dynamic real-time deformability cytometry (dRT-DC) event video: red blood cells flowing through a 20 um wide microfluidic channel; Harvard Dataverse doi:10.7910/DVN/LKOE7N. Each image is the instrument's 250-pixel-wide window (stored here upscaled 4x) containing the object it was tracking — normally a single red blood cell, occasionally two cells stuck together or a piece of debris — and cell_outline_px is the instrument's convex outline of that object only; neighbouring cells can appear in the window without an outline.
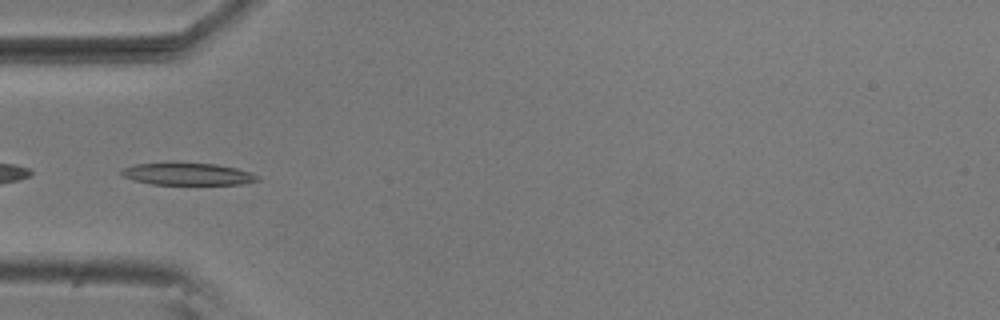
{"species": "common noctule bat (a hibernating species)", "species_latin": "Nyctalus noctula", "temperature_condition": "room temperature", "stored_images_in_passage": 33, "camera_frame_rate_fps": 3000, "um_per_image_px": 0.085, "animal": {"sex": "male", "body_mass_g": 20.5, "forearm_length_mm": 52.5}, "frame": {"image": 1, "passage_image": 1, "time_ms": 0.0, "image_size_px": [1000, 320], "cell_outline_px": [[260, 180], [240, 184], [152, 184], [136, 180], [124, 176], [120, 172], [124, 168], [136, 164], [172, 160], [216, 164], [236, 168], [260, 176]], "centroid_in_image_um": [15.94, 14.74], "position_along_channel_um": 69.1, "area_um2": 18.03}}
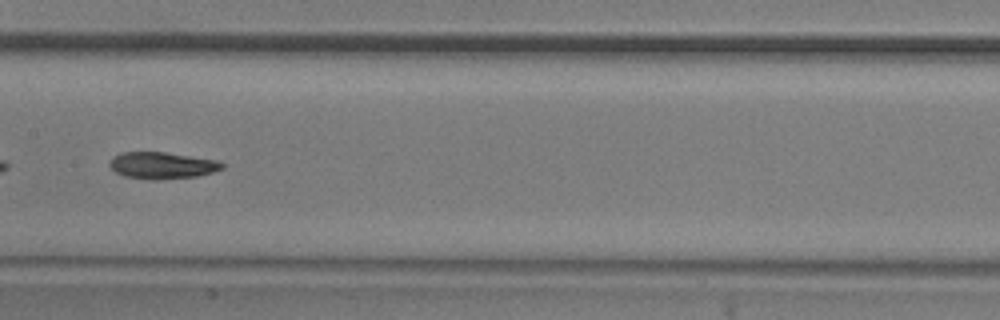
{"frame": {"image": 2, "passage_image": 11, "time_ms": 3.333, "image_size_px": [1000, 320], "cell_outline_px": [[224, 168], [212, 172], [196, 176], [152, 180], [124, 176], [116, 172], [108, 164], [112, 156], [120, 152], [164, 152], [216, 160], [224, 164]], "centroid_in_image_um": [13.74, 14.05], "position_along_channel_um": 193.7, "area_um2": 17.4}}
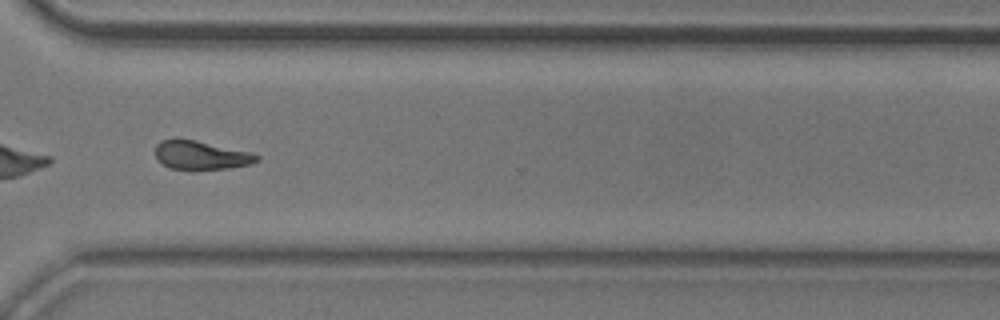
{"frame": {"image": 3, "passage_image": 24, "time_ms": 7.667, "image_size_px": [1000, 320], "cell_outline_px": [[260, 160], [248, 164], [228, 168], [192, 172], [168, 168], [156, 156], [156, 144], [160, 140], [196, 140], [248, 152], [260, 156]], "centroid_in_image_um": [17.06, 13.24], "position_along_channel_um": 353.5, "area_um2": 17.05}, "authors_computed_cell_mechanics": {"area_um2": 17.34, "velocity_mm_per_s": 3.6954, "shape_relaxation_time_tau1_ms": 6.2866, "shape_relaxation_time_tau2_ms": 9.1624, "deformation_change_tau1": 0.1757, "deformation_change_tau2": 0.1761}}